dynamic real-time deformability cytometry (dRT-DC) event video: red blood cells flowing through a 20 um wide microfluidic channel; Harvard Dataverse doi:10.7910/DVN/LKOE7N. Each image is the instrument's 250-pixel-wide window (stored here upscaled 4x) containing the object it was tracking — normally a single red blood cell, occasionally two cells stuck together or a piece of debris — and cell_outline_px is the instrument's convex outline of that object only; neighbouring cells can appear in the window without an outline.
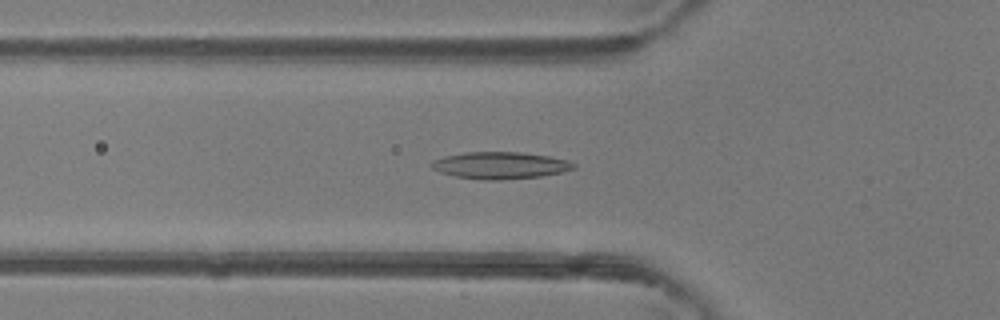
{"species": "common noctule bat (a hibernating species)", "species_latin": "Nyctalus noctula", "temperature_condition": "room temperature", "stored_images_in_passage": 46, "camera_frame_rate_fps": 3000, "um_per_image_px": 0.085, "animal": {"sex": "female"}, "frame": {"image": 1, "passage_image": 16, "time_ms": 5.0, "image_size_px": [1000, 320], "cell_outline_px": [[576, 168], [560, 172], [540, 176], [504, 180], [480, 180], [456, 176], [440, 172], [432, 168], [428, 164], [432, 160], [444, 156], [464, 152], [520, 152], [548, 156], [564, 160], [576, 164]], "centroid_in_image_um": [42.45, 14.06], "position_along_channel_um": 83.3, "area_um2": 22.31}}
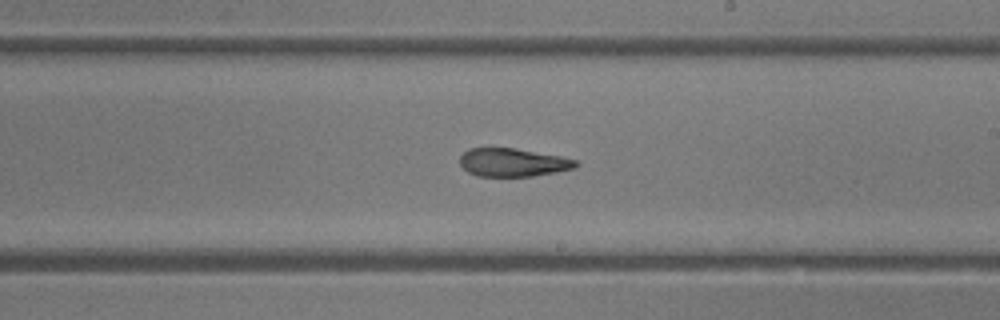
{"frame": {"image": 2, "passage_image": 27, "time_ms": 8.667, "image_size_px": [1000, 320], "cell_outline_px": [[580, 164], [572, 168], [556, 172], [532, 176], [476, 176], [468, 172], [460, 164], [460, 156], [468, 148], [512, 148], [560, 156], [576, 160]], "centroid_in_image_um": [43.57, 13.81], "position_along_channel_um": 245.4, "area_um2": 18.9}}
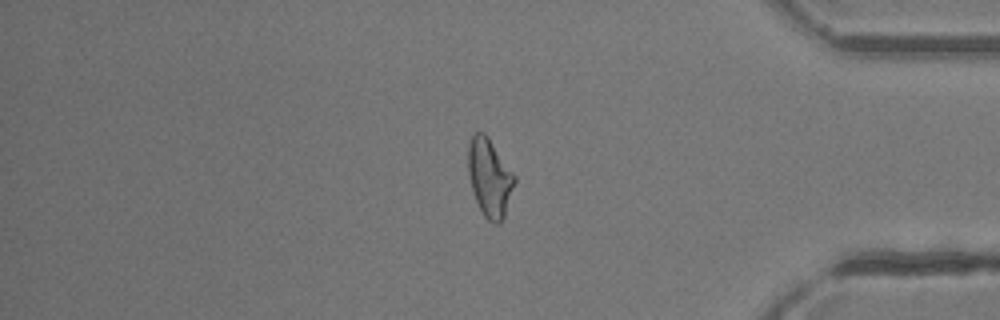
{"frame": {"image": 3, "passage_image": 39, "time_ms": 12.667, "image_size_px": [1000, 320], "cell_outline_px": [[516, 180], [504, 216], [500, 224], [492, 224], [484, 216], [476, 200], [472, 188], [468, 172], [468, 144], [472, 136], [476, 132], [484, 132], [488, 136], [516, 176]], "centroid_in_image_um": [41.62, 15.09], "position_along_channel_um": 393.6, "area_um2": 21.04}, "authors_computed_cell_mechanics": {"area_um2": 21.0392, "velocity_mm_per_s": 4.3979, "shape_relaxation_time_tau1_ms": null, "shape_relaxation_time_tau2_ms": 1.5735, "deformation_change_tau1": null, "deformation_change_tau2": 0.1122}}